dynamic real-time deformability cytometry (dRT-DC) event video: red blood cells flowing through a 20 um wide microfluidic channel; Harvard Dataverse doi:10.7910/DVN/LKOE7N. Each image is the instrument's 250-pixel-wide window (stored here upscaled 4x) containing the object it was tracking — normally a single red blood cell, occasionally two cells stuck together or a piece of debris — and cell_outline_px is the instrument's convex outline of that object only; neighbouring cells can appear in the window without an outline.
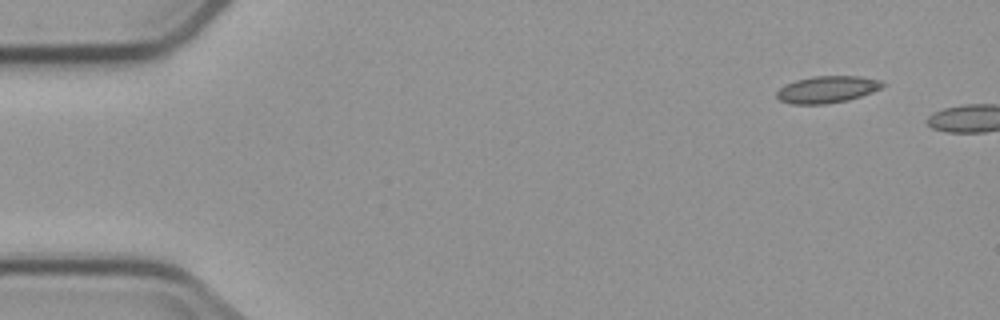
{"species": "common noctule bat (a hibernating species)", "species_latin": "Nyctalus noctula", "temperature_condition": "cold", "stored_images_in_passage": 2, "camera_frame_rate_fps": 3000, "um_per_image_px": 0.085, "animal": {"sex": "male", "body_mass_g": 23.1, "forearm_length_mm": 52.7}, "frame": {"image": 1, "passage_image": 1, "time_ms": 0.0, "image_size_px": [1000, 320], "cell_outline_px": [[888, 84], [872, 92], [848, 100], [824, 104], [792, 104], [780, 100], [776, 96], [776, 92], [780, 88], [796, 80], [812, 76], [860, 76], [880, 80]], "centroid_in_image_um": [70.33, 7.6], "position_along_channel_um": 14.7, "area_um2": 16.53}}